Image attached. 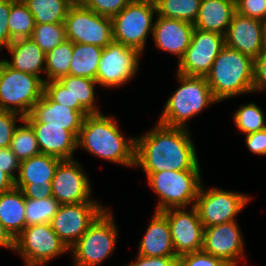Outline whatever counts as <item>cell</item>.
<instances>
[{"label":"cell","mask_w":266,"mask_h":266,"mask_svg":"<svg viewBox=\"0 0 266 266\" xmlns=\"http://www.w3.org/2000/svg\"><path fill=\"white\" fill-rule=\"evenodd\" d=\"M135 139V167L140 166L146 177L162 171L201 170L188 129L157 122L150 131Z\"/></svg>","instance_id":"obj_1"},{"label":"cell","mask_w":266,"mask_h":266,"mask_svg":"<svg viewBox=\"0 0 266 266\" xmlns=\"http://www.w3.org/2000/svg\"><path fill=\"white\" fill-rule=\"evenodd\" d=\"M115 119L102 113L87 115L77 136V148L82 147L109 162L134 168L136 139H126Z\"/></svg>","instance_id":"obj_2"},{"label":"cell","mask_w":266,"mask_h":266,"mask_svg":"<svg viewBox=\"0 0 266 266\" xmlns=\"http://www.w3.org/2000/svg\"><path fill=\"white\" fill-rule=\"evenodd\" d=\"M254 60L238 50L224 46L215 58L207 83L217 102L253 93Z\"/></svg>","instance_id":"obj_3"},{"label":"cell","mask_w":266,"mask_h":266,"mask_svg":"<svg viewBox=\"0 0 266 266\" xmlns=\"http://www.w3.org/2000/svg\"><path fill=\"white\" fill-rule=\"evenodd\" d=\"M178 89L168 98L158 123L188 129L186 122L210 105L218 103L205 76H188L177 72Z\"/></svg>","instance_id":"obj_4"},{"label":"cell","mask_w":266,"mask_h":266,"mask_svg":"<svg viewBox=\"0 0 266 266\" xmlns=\"http://www.w3.org/2000/svg\"><path fill=\"white\" fill-rule=\"evenodd\" d=\"M201 170L150 173L148 184L159 197L155 211L195 206L202 186Z\"/></svg>","instance_id":"obj_5"},{"label":"cell","mask_w":266,"mask_h":266,"mask_svg":"<svg viewBox=\"0 0 266 266\" xmlns=\"http://www.w3.org/2000/svg\"><path fill=\"white\" fill-rule=\"evenodd\" d=\"M44 94V81L33 74L14 70L0 60V110L26 117Z\"/></svg>","instance_id":"obj_6"},{"label":"cell","mask_w":266,"mask_h":266,"mask_svg":"<svg viewBox=\"0 0 266 266\" xmlns=\"http://www.w3.org/2000/svg\"><path fill=\"white\" fill-rule=\"evenodd\" d=\"M108 207L70 249L74 266H99L115 250L118 229Z\"/></svg>","instance_id":"obj_7"},{"label":"cell","mask_w":266,"mask_h":266,"mask_svg":"<svg viewBox=\"0 0 266 266\" xmlns=\"http://www.w3.org/2000/svg\"><path fill=\"white\" fill-rule=\"evenodd\" d=\"M155 14L154 0H134L111 18L113 41L143 53L148 34H153Z\"/></svg>","instance_id":"obj_8"},{"label":"cell","mask_w":266,"mask_h":266,"mask_svg":"<svg viewBox=\"0 0 266 266\" xmlns=\"http://www.w3.org/2000/svg\"><path fill=\"white\" fill-rule=\"evenodd\" d=\"M15 252L24 266H43L70 249L51 228L50 223L29 225L15 239Z\"/></svg>","instance_id":"obj_9"},{"label":"cell","mask_w":266,"mask_h":266,"mask_svg":"<svg viewBox=\"0 0 266 266\" xmlns=\"http://www.w3.org/2000/svg\"><path fill=\"white\" fill-rule=\"evenodd\" d=\"M67 40L106 47L113 41L112 20L86 8L81 2L73 4L64 20Z\"/></svg>","instance_id":"obj_10"},{"label":"cell","mask_w":266,"mask_h":266,"mask_svg":"<svg viewBox=\"0 0 266 266\" xmlns=\"http://www.w3.org/2000/svg\"><path fill=\"white\" fill-rule=\"evenodd\" d=\"M142 52L136 48L115 41L103 48L98 63L96 82L105 88L126 84L139 69V57Z\"/></svg>","instance_id":"obj_11"},{"label":"cell","mask_w":266,"mask_h":266,"mask_svg":"<svg viewBox=\"0 0 266 266\" xmlns=\"http://www.w3.org/2000/svg\"><path fill=\"white\" fill-rule=\"evenodd\" d=\"M205 189L202 184L195 202L204 228L236 221V215L250 200V197L244 193L219 188Z\"/></svg>","instance_id":"obj_12"},{"label":"cell","mask_w":266,"mask_h":266,"mask_svg":"<svg viewBox=\"0 0 266 266\" xmlns=\"http://www.w3.org/2000/svg\"><path fill=\"white\" fill-rule=\"evenodd\" d=\"M105 209V206L97 202L60 205L50 225L64 244L71 249Z\"/></svg>","instance_id":"obj_13"},{"label":"cell","mask_w":266,"mask_h":266,"mask_svg":"<svg viewBox=\"0 0 266 266\" xmlns=\"http://www.w3.org/2000/svg\"><path fill=\"white\" fill-rule=\"evenodd\" d=\"M225 46L224 36L194 28L190 45L178 60L177 72L188 76H205Z\"/></svg>","instance_id":"obj_14"},{"label":"cell","mask_w":266,"mask_h":266,"mask_svg":"<svg viewBox=\"0 0 266 266\" xmlns=\"http://www.w3.org/2000/svg\"><path fill=\"white\" fill-rule=\"evenodd\" d=\"M89 177L74 159L61 160L52 180V195L61 204L97 202L91 199Z\"/></svg>","instance_id":"obj_15"},{"label":"cell","mask_w":266,"mask_h":266,"mask_svg":"<svg viewBox=\"0 0 266 266\" xmlns=\"http://www.w3.org/2000/svg\"><path fill=\"white\" fill-rule=\"evenodd\" d=\"M162 212L170 225L173 247L178 256L202 250L205 228L195 206H191L188 212L185 207Z\"/></svg>","instance_id":"obj_16"},{"label":"cell","mask_w":266,"mask_h":266,"mask_svg":"<svg viewBox=\"0 0 266 266\" xmlns=\"http://www.w3.org/2000/svg\"><path fill=\"white\" fill-rule=\"evenodd\" d=\"M237 221H231L204 229L202 250L230 266H237L244 257V240Z\"/></svg>","instance_id":"obj_17"},{"label":"cell","mask_w":266,"mask_h":266,"mask_svg":"<svg viewBox=\"0 0 266 266\" xmlns=\"http://www.w3.org/2000/svg\"><path fill=\"white\" fill-rule=\"evenodd\" d=\"M263 21L235 12L224 36L225 46L255 60L264 50L261 44Z\"/></svg>","instance_id":"obj_18"},{"label":"cell","mask_w":266,"mask_h":266,"mask_svg":"<svg viewBox=\"0 0 266 266\" xmlns=\"http://www.w3.org/2000/svg\"><path fill=\"white\" fill-rule=\"evenodd\" d=\"M87 115H90L88 111H76L55 103L44 93L24 120L46 123V126H65V130L71 131L77 137Z\"/></svg>","instance_id":"obj_19"},{"label":"cell","mask_w":266,"mask_h":266,"mask_svg":"<svg viewBox=\"0 0 266 266\" xmlns=\"http://www.w3.org/2000/svg\"><path fill=\"white\" fill-rule=\"evenodd\" d=\"M194 24L180 19L157 16L153 25V40L157 49L178 56L179 60L190 45Z\"/></svg>","instance_id":"obj_20"},{"label":"cell","mask_w":266,"mask_h":266,"mask_svg":"<svg viewBox=\"0 0 266 266\" xmlns=\"http://www.w3.org/2000/svg\"><path fill=\"white\" fill-rule=\"evenodd\" d=\"M33 129L41 154L55 156L61 160L74 159L77 137L65 126H46V123L27 122Z\"/></svg>","instance_id":"obj_21"},{"label":"cell","mask_w":266,"mask_h":266,"mask_svg":"<svg viewBox=\"0 0 266 266\" xmlns=\"http://www.w3.org/2000/svg\"><path fill=\"white\" fill-rule=\"evenodd\" d=\"M138 255L145 257L178 256L173 247L170 225L162 211H154L139 244Z\"/></svg>","instance_id":"obj_22"},{"label":"cell","mask_w":266,"mask_h":266,"mask_svg":"<svg viewBox=\"0 0 266 266\" xmlns=\"http://www.w3.org/2000/svg\"><path fill=\"white\" fill-rule=\"evenodd\" d=\"M11 60L3 61L14 70L39 76L42 70L45 73L46 54L30 38L14 40L7 48Z\"/></svg>","instance_id":"obj_23"},{"label":"cell","mask_w":266,"mask_h":266,"mask_svg":"<svg viewBox=\"0 0 266 266\" xmlns=\"http://www.w3.org/2000/svg\"><path fill=\"white\" fill-rule=\"evenodd\" d=\"M235 12V0H201L194 28L225 36Z\"/></svg>","instance_id":"obj_24"},{"label":"cell","mask_w":266,"mask_h":266,"mask_svg":"<svg viewBox=\"0 0 266 266\" xmlns=\"http://www.w3.org/2000/svg\"><path fill=\"white\" fill-rule=\"evenodd\" d=\"M25 199L16 187L0 194V221L14 239L26 227Z\"/></svg>","instance_id":"obj_25"},{"label":"cell","mask_w":266,"mask_h":266,"mask_svg":"<svg viewBox=\"0 0 266 266\" xmlns=\"http://www.w3.org/2000/svg\"><path fill=\"white\" fill-rule=\"evenodd\" d=\"M60 158L39 154L21 161L15 184H52Z\"/></svg>","instance_id":"obj_26"},{"label":"cell","mask_w":266,"mask_h":266,"mask_svg":"<svg viewBox=\"0 0 266 266\" xmlns=\"http://www.w3.org/2000/svg\"><path fill=\"white\" fill-rule=\"evenodd\" d=\"M71 96V108L76 111H88L90 114L102 113L95 104L96 80L67 75L58 79Z\"/></svg>","instance_id":"obj_27"},{"label":"cell","mask_w":266,"mask_h":266,"mask_svg":"<svg viewBox=\"0 0 266 266\" xmlns=\"http://www.w3.org/2000/svg\"><path fill=\"white\" fill-rule=\"evenodd\" d=\"M102 52L103 48L96 45L74 43L70 75L96 80Z\"/></svg>","instance_id":"obj_28"},{"label":"cell","mask_w":266,"mask_h":266,"mask_svg":"<svg viewBox=\"0 0 266 266\" xmlns=\"http://www.w3.org/2000/svg\"><path fill=\"white\" fill-rule=\"evenodd\" d=\"M34 17L35 24L64 23L70 0H26L23 2Z\"/></svg>","instance_id":"obj_29"},{"label":"cell","mask_w":266,"mask_h":266,"mask_svg":"<svg viewBox=\"0 0 266 266\" xmlns=\"http://www.w3.org/2000/svg\"><path fill=\"white\" fill-rule=\"evenodd\" d=\"M74 43L65 40L46 54L44 82L70 75Z\"/></svg>","instance_id":"obj_30"},{"label":"cell","mask_w":266,"mask_h":266,"mask_svg":"<svg viewBox=\"0 0 266 266\" xmlns=\"http://www.w3.org/2000/svg\"><path fill=\"white\" fill-rule=\"evenodd\" d=\"M156 16L180 19L193 23L196 21L201 0H154Z\"/></svg>","instance_id":"obj_31"},{"label":"cell","mask_w":266,"mask_h":266,"mask_svg":"<svg viewBox=\"0 0 266 266\" xmlns=\"http://www.w3.org/2000/svg\"><path fill=\"white\" fill-rule=\"evenodd\" d=\"M8 28L12 41L30 38L35 28L32 13L23 2L15 1L11 5Z\"/></svg>","instance_id":"obj_32"},{"label":"cell","mask_w":266,"mask_h":266,"mask_svg":"<svg viewBox=\"0 0 266 266\" xmlns=\"http://www.w3.org/2000/svg\"><path fill=\"white\" fill-rule=\"evenodd\" d=\"M60 203L53 197L44 199H25L26 226L50 223L58 212Z\"/></svg>","instance_id":"obj_33"},{"label":"cell","mask_w":266,"mask_h":266,"mask_svg":"<svg viewBox=\"0 0 266 266\" xmlns=\"http://www.w3.org/2000/svg\"><path fill=\"white\" fill-rule=\"evenodd\" d=\"M16 128L10 144L11 150L20 161L41 154L39 144L32 127L25 121Z\"/></svg>","instance_id":"obj_34"},{"label":"cell","mask_w":266,"mask_h":266,"mask_svg":"<svg viewBox=\"0 0 266 266\" xmlns=\"http://www.w3.org/2000/svg\"><path fill=\"white\" fill-rule=\"evenodd\" d=\"M30 39L47 54L67 39L65 25L64 23L35 24Z\"/></svg>","instance_id":"obj_35"},{"label":"cell","mask_w":266,"mask_h":266,"mask_svg":"<svg viewBox=\"0 0 266 266\" xmlns=\"http://www.w3.org/2000/svg\"><path fill=\"white\" fill-rule=\"evenodd\" d=\"M233 120L238 130L245 133V135L266 128L263 110L253 102L241 105V107L234 112Z\"/></svg>","instance_id":"obj_36"},{"label":"cell","mask_w":266,"mask_h":266,"mask_svg":"<svg viewBox=\"0 0 266 266\" xmlns=\"http://www.w3.org/2000/svg\"><path fill=\"white\" fill-rule=\"evenodd\" d=\"M134 0H81V3L95 13L112 18Z\"/></svg>","instance_id":"obj_37"},{"label":"cell","mask_w":266,"mask_h":266,"mask_svg":"<svg viewBox=\"0 0 266 266\" xmlns=\"http://www.w3.org/2000/svg\"><path fill=\"white\" fill-rule=\"evenodd\" d=\"M177 266H230L225 261L203 250L185 253L177 258Z\"/></svg>","instance_id":"obj_38"},{"label":"cell","mask_w":266,"mask_h":266,"mask_svg":"<svg viewBox=\"0 0 266 266\" xmlns=\"http://www.w3.org/2000/svg\"><path fill=\"white\" fill-rule=\"evenodd\" d=\"M22 122L24 117L20 114L0 110V149L10 147L14 132L18 127L16 122Z\"/></svg>","instance_id":"obj_39"},{"label":"cell","mask_w":266,"mask_h":266,"mask_svg":"<svg viewBox=\"0 0 266 266\" xmlns=\"http://www.w3.org/2000/svg\"><path fill=\"white\" fill-rule=\"evenodd\" d=\"M235 7L242 16L266 20V0H235Z\"/></svg>","instance_id":"obj_40"},{"label":"cell","mask_w":266,"mask_h":266,"mask_svg":"<svg viewBox=\"0 0 266 266\" xmlns=\"http://www.w3.org/2000/svg\"><path fill=\"white\" fill-rule=\"evenodd\" d=\"M44 93L55 103L71 107L69 91L58 80L44 82Z\"/></svg>","instance_id":"obj_41"},{"label":"cell","mask_w":266,"mask_h":266,"mask_svg":"<svg viewBox=\"0 0 266 266\" xmlns=\"http://www.w3.org/2000/svg\"><path fill=\"white\" fill-rule=\"evenodd\" d=\"M15 0H0V50L7 48L13 41L10 38L8 20L11 5Z\"/></svg>","instance_id":"obj_42"},{"label":"cell","mask_w":266,"mask_h":266,"mask_svg":"<svg viewBox=\"0 0 266 266\" xmlns=\"http://www.w3.org/2000/svg\"><path fill=\"white\" fill-rule=\"evenodd\" d=\"M21 161L16 157L10 147L0 149V168L14 181L17 178ZM16 172V174H14Z\"/></svg>","instance_id":"obj_43"},{"label":"cell","mask_w":266,"mask_h":266,"mask_svg":"<svg viewBox=\"0 0 266 266\" xmlns=\"http://www.w3.org/2000/svg\"><path fill=\"white\" fill-rule=\"evenodd\" d=\"M266 90V48L254 60L253 93Z\"/></svg>","instance_id":"obj_44"},{"label":"cell","mask_w":266,"mask_h":266,"mask_svg":"<svg viewBox=\"0 0 266 266\" xmlns=\"http://www.w3.org/2000/svg\"><path fill=\"white\" fill-rule=\"evenodd\" d=\"M15 187L23 191L25 198L39 200L53 196L52 184H15Z\"/></svg>","instance_id":"obj_45"},{"label":"cell","mask_w":266,"mask_h":266,"mask_svg":"<svg viewBox=\"0 0 266 266\" xmlns=\"http://www.w3.org/2000/svg\"><path fill=\"white\" fill-rule=\"evenodd\" d=\"M178 256L145 257L137 255L136 260L127 266H177Z\"/></svg>","instance_id":"obj_46"},{"label":"cell","mask_w":266,"mask_h":266,"mask_svg":"<svg viewBox=\"0 0 266 266\" xmlns=\"http://www.w3.org/2000/svg\"><path fill=\"white\" fill-rule=\"evenodd\" d=\"M245 138L249 151L257 155H266V128L247 134Z\"/></svg>","instance_id":"obj_47"},{"label":"cell","mask_w":266,"mask_h":266,"mask_svg":"<svg viewBox=\"0 0 266 266\" xmlns=\"http://www.w3.org/2000/svg\"><path fill=\"white\" fill-rule=\"evenodd\" d=\"M0 246L15 250V239L8 233L0 221Z\"/></svg>","instance_id":"obj_48"},{"label":"cell","mask_w":266,"mask_h":266,"mask_svg":"<svg viewBox=\"0 0 266 266\" xmlns=\"http://www.w3.org/2000/svg\"><path fill=\"white\" fill-rule=\"evenodd\" d=\"M15 187V181L0 168V194Z\"/></svg>","instance_id":"obj_49"},{"label":"cell","mask_w":266,"mask_h":266,"mask_svg":"<svg viewBox=\"0 0 266 266\" xmlns=\"http://www.w3.org/2000/svg\"><path fill=\"white\" fill-rule=\"evenodd\" d=\"M261 44L263 48H266V20L263 21V26L261 29Z\"/></svg>","instance_id":"obj_50"},{"label":"cell","mask_w":266,"mask_h":266,"mask_svg":"<svg viewBox=\"0 0 266 266\" xmlns=\"http://www.w3.org/2000/svg\"><path fill=\"white\" fill-rule=\"evenodd\" d=\"M73 4H75V3H80L81 2V0H70Z\"/></svg>","instance_id":"obj_51"},{"label":"cell","mask_w":266,"mask_h":266,"mask_svg":"<svg viewBox=\"0 0 266 266\" xmlns=\"http://www.w3.org/2000/svg\"><path fill=\"white\" fill-rule=\"evenodd\" d=\"M15 1H17V2H24V1H26V0H15Z\"/></svg>","instance_id":"obj_52"}]
</instances>
